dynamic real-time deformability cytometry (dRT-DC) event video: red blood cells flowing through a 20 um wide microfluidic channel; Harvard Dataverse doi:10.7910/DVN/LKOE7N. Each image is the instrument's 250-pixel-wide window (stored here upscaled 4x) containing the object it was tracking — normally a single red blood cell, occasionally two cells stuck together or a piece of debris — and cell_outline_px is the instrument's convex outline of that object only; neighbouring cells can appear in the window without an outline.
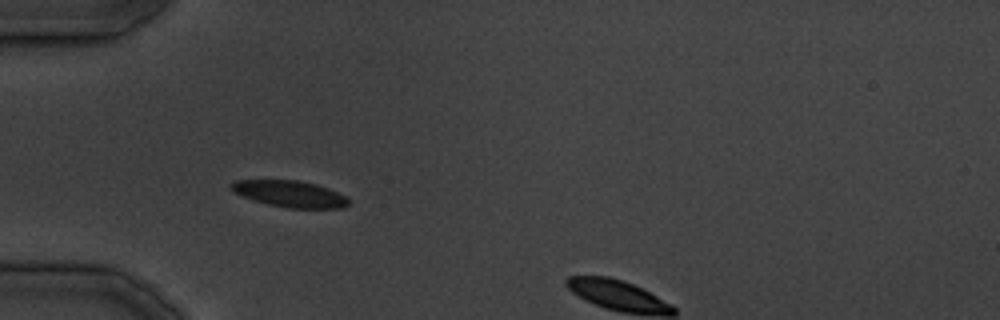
{"species": "common noctule bat (a hibernating species)", "species_latin": "Nyctalus noctula", "temperature_condition": "cold", "stored_images_in_passage": 24, "camera_frame_rate_fps": 3000, "um_per_image_px": 0.085, "animal": {"sex": "male", "body_mass_g": 19.5, "forearm_length_mm": 54.6}, "frame": {"image": 1, "passage_image": 1, "time_ms": 0.0, "image_size_px": [1000, 320], "cell_outline_px": [[348, 204], [344, 208], [288, 208], [268, 204], [232, 192], [232, 184], [236, 180], [300, 180], [316, 184], [328, 188], [348, 196]], "centroid_in_image_um": [24.7, 16.47], "position_along_channel_um": 60.3, "area_um2": 17.98}}